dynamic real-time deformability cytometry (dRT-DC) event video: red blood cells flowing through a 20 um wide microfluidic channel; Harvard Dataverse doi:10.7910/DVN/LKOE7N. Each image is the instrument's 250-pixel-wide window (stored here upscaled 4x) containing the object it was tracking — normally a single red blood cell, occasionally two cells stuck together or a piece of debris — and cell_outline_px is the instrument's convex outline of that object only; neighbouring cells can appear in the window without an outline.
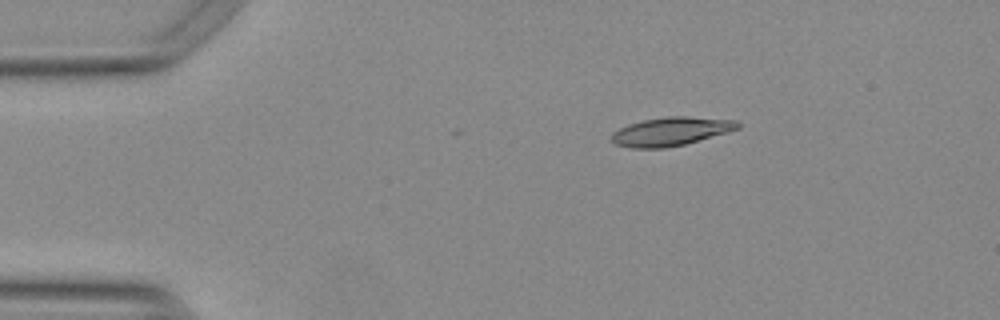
{"species": "Egyptian fruit bat (a non-hibernating species)", "species_latin": "Rousettus aegyptiacus", "temperature_condition": "warm", "stored_images_in_passage": 4, "camera_frame_rate_fps": 3000, "um_per_image_px": 0.085, "animal": {"sex": "female"}, "frame": {"image": 1, "passage_image": 1, "time_ms": 0.0, "image_size_px": [1000, 320], "cell_outline_px": [[740, 128], [728, 132], [684, 144], [664, 148], [632, 148], [616, 144], [612, 140], [612, 132], [628, 124], [644, 120], [668, 116], [688, 116], [736, 120], [740, 124]], "centroid_in_image_um": [57.04, 11.16], "position_along_channel_um": 28.0, "area_um2": 20.87}}